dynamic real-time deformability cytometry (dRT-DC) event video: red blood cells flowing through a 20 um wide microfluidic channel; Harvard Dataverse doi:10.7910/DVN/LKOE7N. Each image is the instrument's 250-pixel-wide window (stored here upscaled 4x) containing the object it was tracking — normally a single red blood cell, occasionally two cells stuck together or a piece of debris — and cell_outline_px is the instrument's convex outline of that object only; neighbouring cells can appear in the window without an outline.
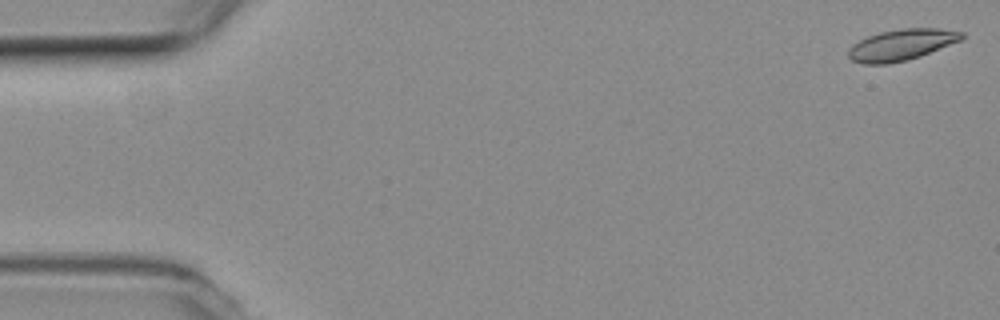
{"species": "common noctule bat (a hibernating species)", "species_latin": "Nyctalus noctula", "temperature_condition": "room temperature", "stored_images_in_passage": 54, "camera_frame_rate_fps": 3000, "um_per_image_px": 0.085, "animal": {"sex": "female", "body_mass_g": 19.3, "forearm_length_mm": 54.1}, "frame": {"image": 1, "passage_image": 1, "time_ms": 0.0, "image_size_px": [1000, 320], "cell_outline_px": [[964, 36], [960, 40], [920, 56], [908, 60], [888, 64], [864, 64], [852, 60], [848, 56], [848, 48], [852, 44], [868, 36], [880, 32], [900, 28], [936, 28], [964, 32]], "centroid_in_image_um": [76.59, 3.81], "position_along_channel_um": 8.4, "area_um2": 20.52}}
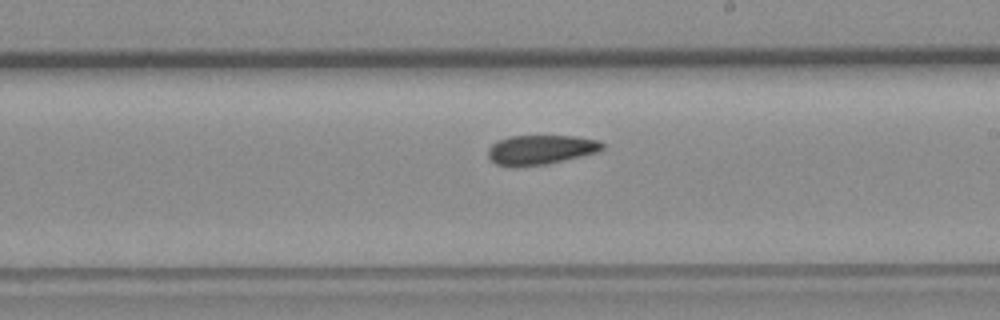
{"frame": {"image": 2, "passage_image": 31, "time_ms": 10.0, "image_size_px": [1000, 320], "cell_outline_px": [[604, 148], [600, 152], [548, 164], [516, 168], [512, 168], [496, 164], [488, 156], [488, 148], [496, 140], [508, 136], [576, 136], [600, 140], [604, 144]], "centroid_in_image_um": [45.96, 12.74], "position_along_channel_um": 243.0, "area_um2": 20.23}}
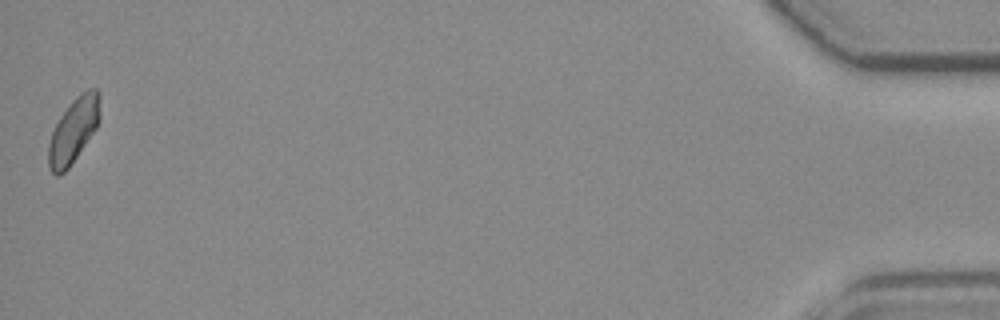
{"frame": {"image": 3, "passage_image": 54, "time_ms": 17.667, "image_size_px": [1000, 320], "cell_outline_px": [[100, 120], [96, 128], [68, 168], [64, 172], [56, 176], [48, 168], [48, 144], [52, 132], [60, 116], [72, 100], [80, 92], [88, 88], [96, 88], [100, 92]], "centroid_in_image_um": [6.26, 11.04], "position_along_channel_um": 428.9, "area_um2": 19.48}, "authors_computed_cell_mechanics": {"area_um2": 20.3456, "velocity_mm_per_s": 3.7565, "shape_relaxation_time_tau1_ms": 11.328, "shape_relaxation_time_tau2_ms": 4.0816, "deformation_change_tau1": 0.1533, "deformation_change_tau2": 0.0758}}